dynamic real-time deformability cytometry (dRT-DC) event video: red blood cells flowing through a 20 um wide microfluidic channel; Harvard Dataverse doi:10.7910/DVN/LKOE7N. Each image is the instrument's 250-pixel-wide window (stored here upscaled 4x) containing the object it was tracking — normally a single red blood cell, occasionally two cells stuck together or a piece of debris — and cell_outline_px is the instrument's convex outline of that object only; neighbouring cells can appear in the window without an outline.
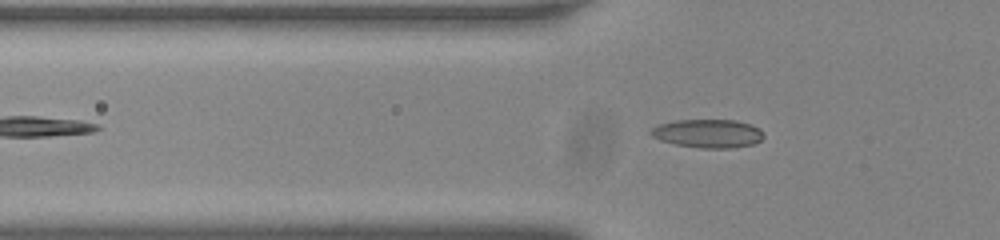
{"species": "common noctule bat (a hibernating species)", "species_latin": "Nyctalus noctula", "temperature_condition": "room temperature", "stored_images_in_passage": 42, "camera_frame_rate_fps": 3000, "um_per_image_px": 0.085, "animal": {"sex": "male", "body_mass_g": 20.0, "forearm_length_mm": 53.3}, "frame": {"image": 1, "passage_image": 10, "time_ms": 3.0, "image_size_px": [1000, 240], "cell_outline_px": [[764, 136], [760, 140], [752, 144], [732, 148], [700, 148], [676, 144], [660, 140], [652, 136], [648, 132], [656, 124], [676, 120], [736, 120], [752, 124], [760, 128], [764, 132]], "centroid_in_image_um": [60.17, 11.33], "position_along_channel_um": 65.6, "area_um2": 18.9}}
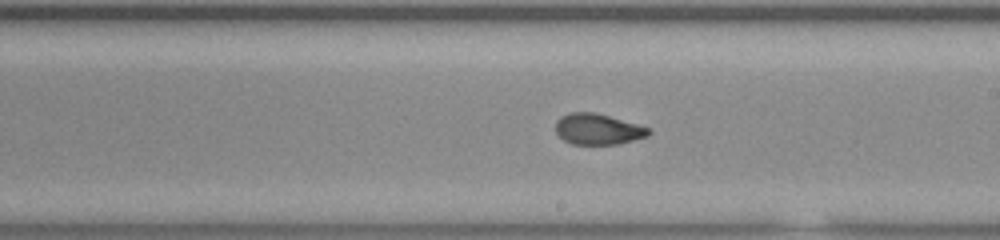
{"frame": {"image": 2, "passage_image": 24, "time_ms": 7.667, "image_size_px": [1000, 240], "cell_outline_px": [[652, 132], [648, 136], [620, 144], [572, 144], [564, 140], [556, 132], [556, 120], [560, 116], [568, 112], [592, 112], [608, 116], [636, 124], [648, 128]], "centroid_in_image_um": [50.8, 10.98], "position_along_channel_um": 238.2, "area_um2": 16.65}}
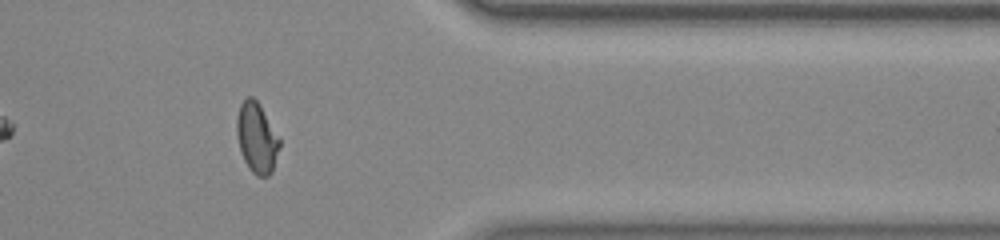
{"frame": {"image": 3, "passage_image": 37, "time_ms": 12.0, "image_size_px": [1000, 240], "cell_outline_px": [[280, 148], [272, 172], [268, 176], [256, 176], [248, 168], [244, 160], [240, 148], [236, 132], [236, 116], [240, 104], [248, 96], [252, 96], [260, 104], [280, 140]], "centroid_in_image_um": [21.82, 11.72], "position_along_channel_um": 389.6, "area_um2": 17.57}}